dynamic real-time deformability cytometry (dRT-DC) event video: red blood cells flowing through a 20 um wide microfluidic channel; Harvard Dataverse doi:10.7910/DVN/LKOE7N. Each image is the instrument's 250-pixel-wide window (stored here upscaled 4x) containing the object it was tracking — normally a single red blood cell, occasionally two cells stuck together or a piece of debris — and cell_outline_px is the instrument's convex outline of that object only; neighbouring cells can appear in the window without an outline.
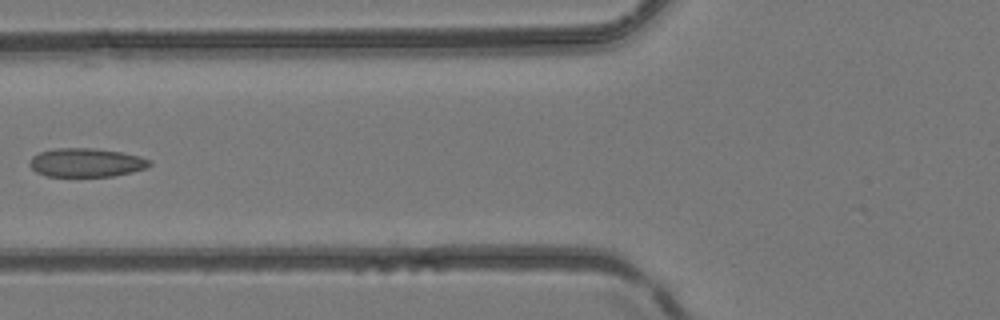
{"species": "common noctule bat (a hibernating species)", "species_latin": "Nyctalus noctula", "temperature_condition": "room temperature", "stored_images_in_passage": 6, "camera_frame_rate_fps": 3000, "um_per_image_px": 0.085, "animal": {"sex": "female", "body_mass_g": 24.6, "forearm_length_mm": 56.2}, "frame": {"image": 1, "passage_image": 6, "time_ms": 1.667, "image_size_px": [1000, 320], "cell_outline_px": [[152, 164], [148, 168], [132, 172], [112, 176], [48, 176], [36, 172], [28, 164], [28, 160], [32, 156], [40, 152], [56, 148], [92, 148], [120, 152], [140, 156], [152, 160]], "centroid_in_image_um": [7.34, 13.82], "position_along_channel_um": 118.5, "area_um2": 20.17}}